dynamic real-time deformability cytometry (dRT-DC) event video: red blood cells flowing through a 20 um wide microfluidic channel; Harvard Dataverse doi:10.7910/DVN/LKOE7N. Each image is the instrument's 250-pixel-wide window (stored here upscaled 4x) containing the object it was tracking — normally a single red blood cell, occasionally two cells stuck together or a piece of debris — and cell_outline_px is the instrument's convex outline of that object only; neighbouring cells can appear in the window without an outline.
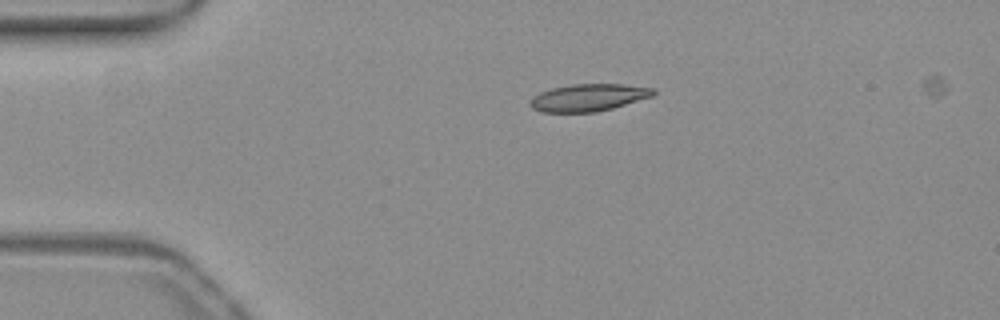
{"species": "common noctule bat (a hibernating species)", "species_latin": "Nyctalus noctula", "temperature_condition": "warm", "stored_images_in_passage": 43, "camera_frame_rate_fps": 3000, "um_per_image_px": 0.085, "animal": {"sex": "female", "body_mass_g": 19.3, "forearm_length_mm": 54.1}, "frame": {"image": 1, "passage_image": 1, "time_ms": 0.0, "image_size_px": [1000, 320], "cell_outline_px": [[656, 92], [652, 96], [612, 108], [596, 112], [540, 112], [532, 108], [528, 104], [540, 92], [552, 88], [572, 84], [624, 84], [656, 88]], "centroid_in_image_um": [50.04, 8.29], "position_along_channel_um": 35.0, "area_um2": 19.48}}
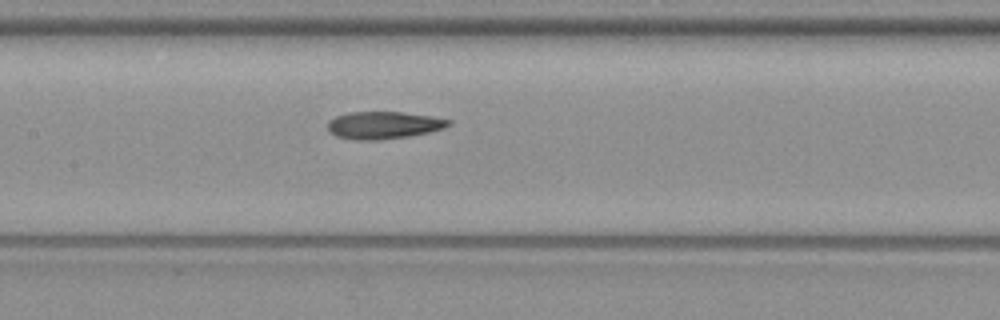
{"frame": {"image": 2, "passage_image": 15, "time_ms": 4.667, "image_size_px": [1000, 320], "cell_outline_px": [[452, 124], [444, 128], [428, 132], [408, 136], [376, 140], [352, 140], [336, 136], [328, 132], [328, 120], [336, 116], [352, 112], [400, 112], [432, 116], [452, 120]], "centroid_in_image_um": [32.59, 10.64], "position_along_channel_um": 174.8, "area_um2": 19.31}}
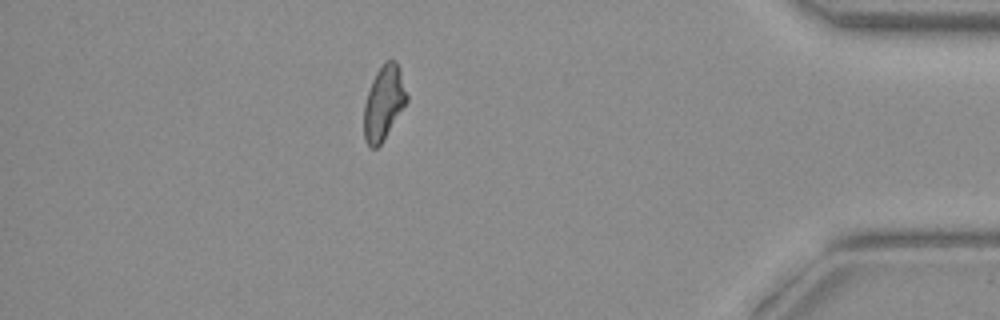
{"frame": {"image": 3, "passage_image": 36, "time_ms": 11.667, "image_size_px": [1000, 320], "cell_outline_px": [[408, 100], [380, 144], [376, 148], [368, 148], [364, 140], [364, 104], [372, 80], [376, 72], [384, 60], [396, 60], [400, 68], [408, 96]], "centroid_in_image_um": [32.61, 8.71], "position_along_channel_um": 402.6, "area_um2": 18.5}}